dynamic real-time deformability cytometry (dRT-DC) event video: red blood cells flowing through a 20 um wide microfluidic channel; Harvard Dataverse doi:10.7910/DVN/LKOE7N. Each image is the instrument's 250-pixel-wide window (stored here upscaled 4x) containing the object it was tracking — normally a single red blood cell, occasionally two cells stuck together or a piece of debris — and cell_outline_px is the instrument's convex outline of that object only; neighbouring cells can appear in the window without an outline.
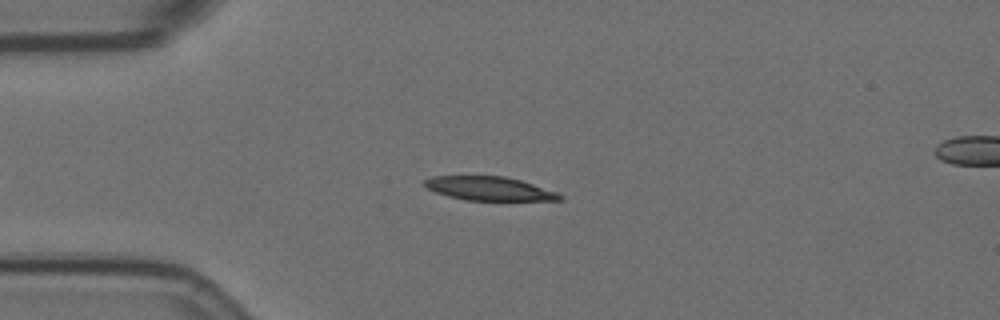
{"species": "Egyptian fruit bat (a non-hibernating species)", "species_latin": "Rousettus aegyptiacus", "temperature_condition": "room temperature", "stored_images_in_passage": 57, "camera_frame_rate_fps": 3000, "um_per_image_px": 0.085, "animal": {"sex": "female"}, "frame": {"image": 1, "passage_image": 14, "time_ms": 4.333, "image_size_px": [1000, 320], "cell_outline_px": [[564, 200], [464, 200], [448, 196], [436, 192], [428, 188], [424, 184], [424, 180], [432, 176], [504, 176], [520, 180], [556, 192], [564, 196]], "centroid_in_image_um": [41.58, 16.03], "position_along_channel_um": 43.4, "area_um2": 18.55}}
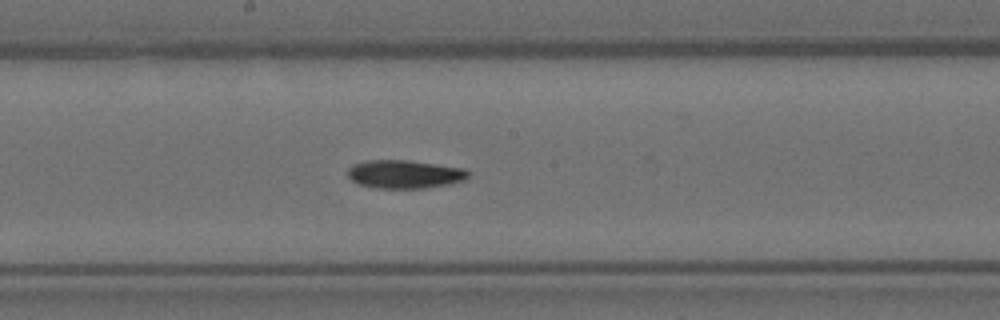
{"frame": {"image": 2, "passage_image": 30, "time_ms": 9.667, "image_size_px": [1000, 320], "cell_outline_px": [[472, 172], [464, 180], [452, 184], [424, 188], [376, 188], [360, 184], [352, 180], [348, 176], [348, 168], [352, 164], [368, 160], [408, 160], [464, 168]], "centroid_in_image_um": [34.42, 14.8], "position_along_channel_um": 213.8, "area_um2": 20.0}}
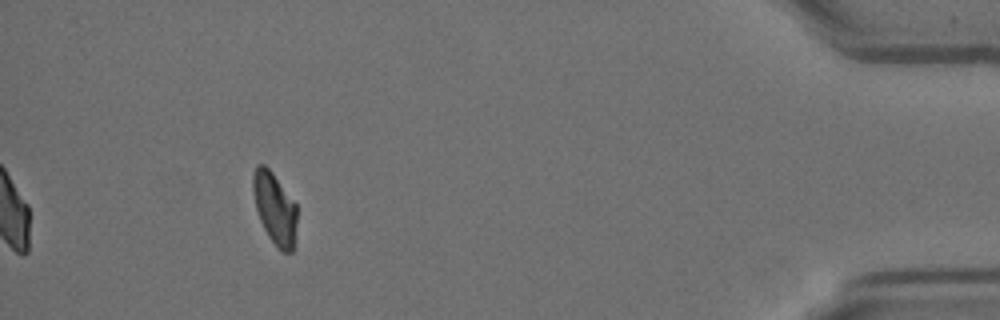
{"frame": {"image": 3, "passage_image": 52, "time_ms": 17.0, "image_size_px": [1000, 320], "cell_outline_px": [[296, 224], [292, 252], [284, 252], [268, 236], [260, 220], [256, 208], [252, 192], [252, 172], [256, 164], [264, 164], [272, 172], [296, 204]], "centroid_in_image_um": [23.32, 17.64], "position_along_channel_um": 411.9, "area_um2": 18.15}, "authors_computed_cell_mechanics": {"area_um2": 19.7098, "velocity_mm_per_s": 3.5547, "shape_relaxation_time_tau1_ms": 9.2303, "shape_relaxation_time_tau2_ms": null, "deformation_change_tau1": 0.2278, "deformation_change_tau2": null}}